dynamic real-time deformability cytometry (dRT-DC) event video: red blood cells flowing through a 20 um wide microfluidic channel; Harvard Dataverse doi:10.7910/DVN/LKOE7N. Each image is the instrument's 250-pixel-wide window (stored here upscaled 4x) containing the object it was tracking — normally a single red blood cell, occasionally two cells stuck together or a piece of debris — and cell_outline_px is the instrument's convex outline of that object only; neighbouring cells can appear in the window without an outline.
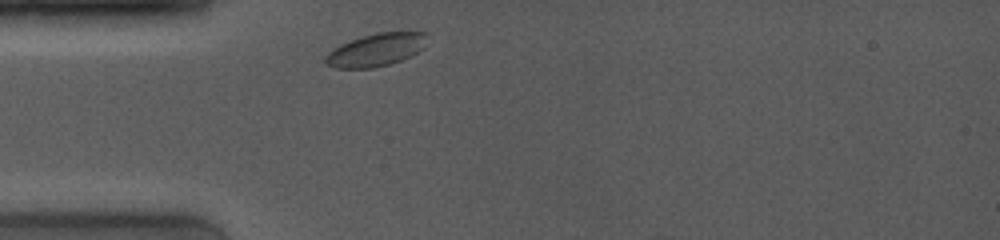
{"species": "common noctule bat (a hibernating species)", "species_latin": "Nyctalus noctula", "temperature_condition": "room temperature", "stored_images_in_passage": 3, "camera_frame_rate_fps": 4000, "um_per_image_px": 0.085, "animal": {"sex": "female", "body_mass_g": 19.0, "forearm_length_mm": 53.3}, "frame": {"image": 1, "passage_image": 1, "time_ms": 0.0, "image_size_px": [1000, 240], "cell_outline_px": [[428, 32], [424, 48], [412, 56], [388, 64], [372, 68], [336, 68], [328, 64], [324, 60], [324, 56], [332, 48], [340, 44], [376, 32]], "centroid_in_image_um": [31.97, 4.23], "position_along_channel_um": 53.0, "area_um2": 19.42}}